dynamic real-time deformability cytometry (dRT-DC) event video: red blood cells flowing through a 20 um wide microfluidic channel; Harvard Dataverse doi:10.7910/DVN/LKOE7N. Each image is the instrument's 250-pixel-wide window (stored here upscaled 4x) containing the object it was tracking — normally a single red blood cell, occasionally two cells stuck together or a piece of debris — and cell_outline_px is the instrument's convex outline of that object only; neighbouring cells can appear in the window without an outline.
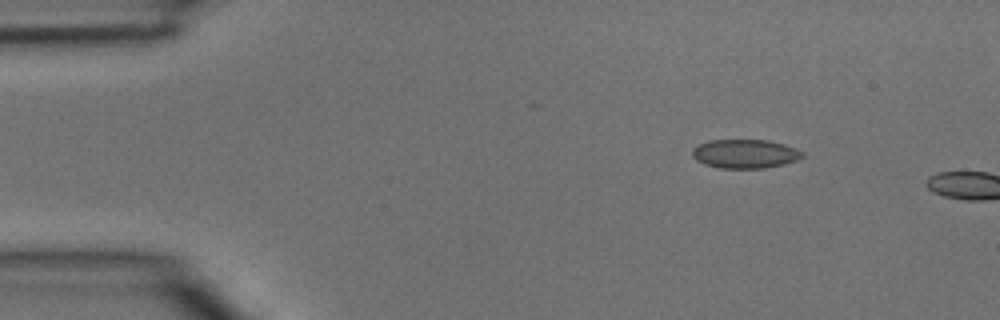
{"species": "common noctule bat (a hibernating species)", "species_latin": "Nyctalus noctula", "temperature_condition": "room temperature", "stored_images_in_passage": 5, "segment_of_instrument_passage": [2, 2], "camera_frame_rate_fps": 3000, "um_per_image_px": 0.085, "animal": {"sex": "male", "body_mass_g": 15.6}, "frame": {"image": 1, "passage_image": 5, "time_ms": 1.333, "image_size_px": [1000, 320], "cell_outline_px": [[804, 156], [796, 160], [784, 164], [764, 168], [720, 168], [704, 164], [696, 160], [692, 156], [692, 148], [708, 140], [768, 140], [784, 144], [796, 148], [804, 152]], "centroid_in_image_um": [63.33, 13.07], "position_along_channel_um": 21.7, "area_um2": 18.61}}